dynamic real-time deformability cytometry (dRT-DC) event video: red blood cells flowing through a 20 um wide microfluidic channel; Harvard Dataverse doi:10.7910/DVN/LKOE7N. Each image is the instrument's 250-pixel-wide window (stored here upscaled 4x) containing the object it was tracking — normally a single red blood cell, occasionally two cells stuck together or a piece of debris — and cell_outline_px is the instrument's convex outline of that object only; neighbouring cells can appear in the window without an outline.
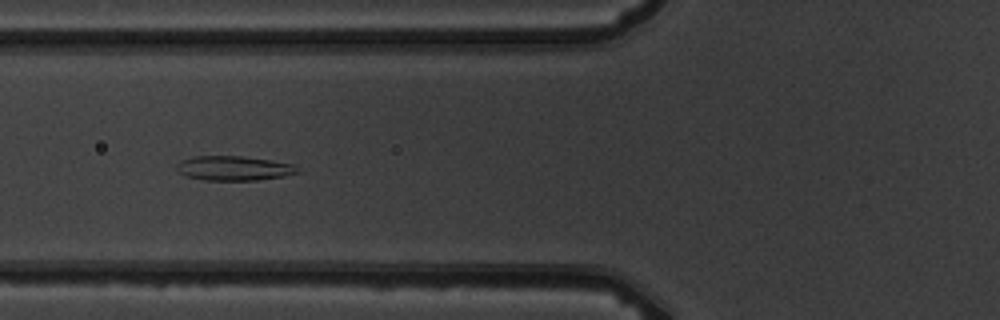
{"species": "common noctule bat (a hibernating species)", "species_latin": "Nyctalus noctula", "temperature_condition": "warm", "stored_images_in_passage": 10, "camera_frame_rate_fps": 3000, "um_per_image_px": 0.085, "animal": {"sex": "male", "body_mass_g": 19.5, "forearm_length_mm": 54.6}, "frame": {"image": 1, "passage_image": 5, "time_ms": 5.667, "image_size_px": [1000, 320], "cell_outline_px": [[300, 172], [284, 176], [256, 180], [204, 180], [184, 176], [176, 168], [176, 164], [180, 160], [192, 156], [240, 156], [268, 160], [292, 164]], "centroid_in_image_um": [19.8, 14.3], "position_along_channel_um": 106.0, "area_um2": 17.17}}
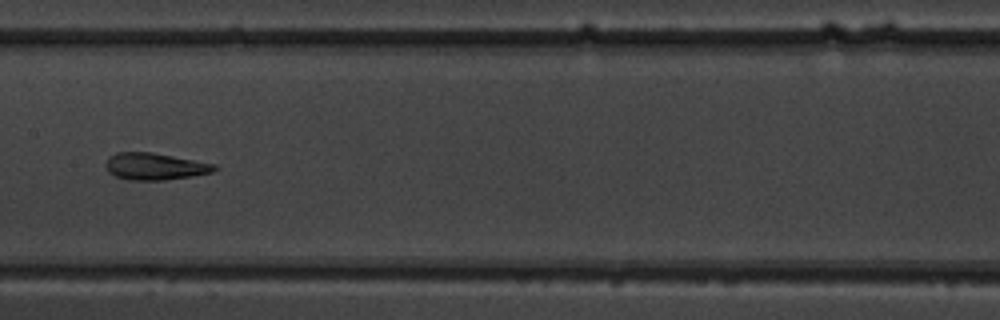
{"frame": {"image": 2, "passage_image": 7, "time_ms": 8.0, "image_size_px": [1000, 320], "cell_outline_px": [[220, 168], [212, 172], [192, 176], [164, 180], [128, 180], [116, 176], [108, 172], [104, 164], [108, 156], [116, 152], [152, 152], [216, 164]], "centroid_in_image_um": [13.15, 14.14], "position_along_channel_um": 194.2, "area_um2": 17.22}}
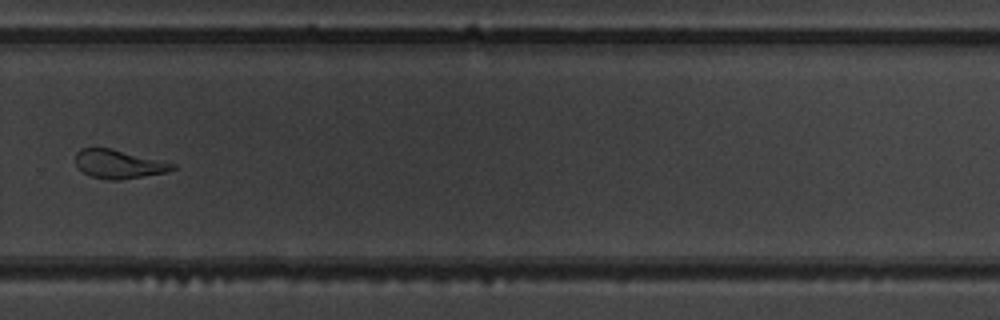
{"frame": {"image": 3, "passage_image": 10, "time_ms": 11.333, "image_size_px": [1000, 320], "cell_outline_px": [[176, 168], [168, 172], [120, 180], [108, 180], [88, 176], [76, 168], [76, 152], [80, 148], [112, 148], [176, 164]], "centroid_in_image_um": [10.06, 13.96], "position_along_channel_um": 319.7, "area_um2": 16.42}}